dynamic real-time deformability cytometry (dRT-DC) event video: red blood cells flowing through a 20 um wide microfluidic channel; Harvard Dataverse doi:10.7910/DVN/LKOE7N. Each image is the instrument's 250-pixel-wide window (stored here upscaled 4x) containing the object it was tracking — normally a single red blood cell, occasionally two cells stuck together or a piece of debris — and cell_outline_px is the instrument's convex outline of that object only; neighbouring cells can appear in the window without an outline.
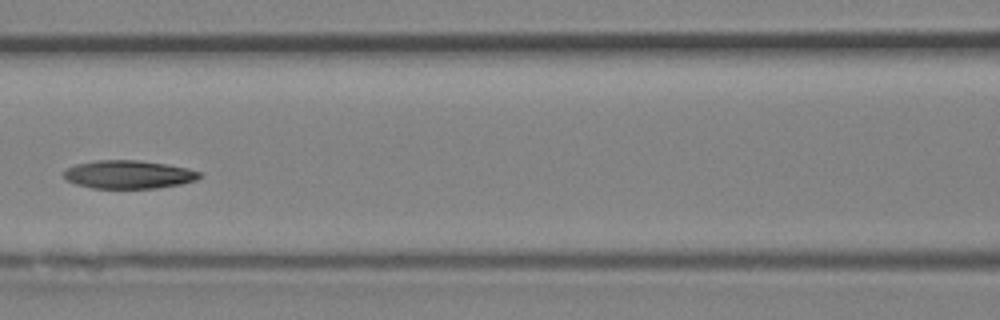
{"species": "Egyptian fruit bat (a non-hibernating species)", "species_latin": "Rousettus aegyptiacus", "temperature_condition": "room temperature", "stored_images_in_passage": 28, "camera_frame_rate_fps": 3000, "um_per_image_px": 0.085, "animal": {"sex": "female"}, "frame": {"image": 1, "passage_image": 13, "time_ms": 4.0, "image_size_px": [1000, 320], "cell_outline_px": [[204, 176], [196, 180], [180, 184], [156, 188], [92, 188], [76, 184], [68, 180], [64, 176], [64, 172], [68, 168], [76, 164], [96, 160], [140, 160], [188, 168], [200, 172]], "centroid_in_image_um": [10.96, 14.83], "position_along_channel_um": 155.6, "area_um2": 22.25}}